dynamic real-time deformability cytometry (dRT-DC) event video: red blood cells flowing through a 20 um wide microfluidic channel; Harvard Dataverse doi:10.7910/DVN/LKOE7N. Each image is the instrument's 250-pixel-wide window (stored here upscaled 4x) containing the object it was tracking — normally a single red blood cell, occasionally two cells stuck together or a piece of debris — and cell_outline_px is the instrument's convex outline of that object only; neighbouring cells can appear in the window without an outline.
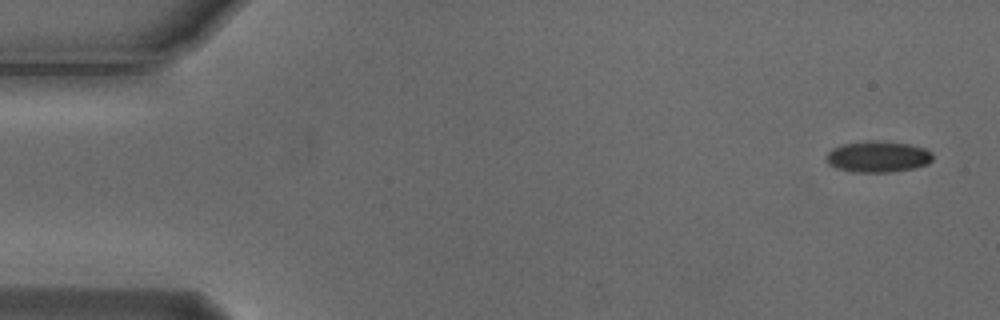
{"species": "Egyptian fruit bat (a non-hibernating species)", "species_latin": "Rousettus aegyptiacus", "temperature_condition": "cold", "stored_images_in_passage": 4, "camera_frame_rate_fps": 3000, "um_per_image_px": 0.085, "animal": {"sex": "male"}, "frame": {"image": 1, "passage_image": 1, "time_ms": 0.0, "image_size_px": [1000, 320], "cell_outline_px": [[932, 160], [928, 164], [912, 168], [888, 172], [852, 172], [836, 168], [828, 164], [828, 152], [832, 148], [844, 144], [868, 140], [880, 140], [908, 144], [924, 148], [932, 152]], "centroid_in_image_um": [74.62, 13.31], "position_along_channel_um": 10.4, "area_um2": 19.31}}